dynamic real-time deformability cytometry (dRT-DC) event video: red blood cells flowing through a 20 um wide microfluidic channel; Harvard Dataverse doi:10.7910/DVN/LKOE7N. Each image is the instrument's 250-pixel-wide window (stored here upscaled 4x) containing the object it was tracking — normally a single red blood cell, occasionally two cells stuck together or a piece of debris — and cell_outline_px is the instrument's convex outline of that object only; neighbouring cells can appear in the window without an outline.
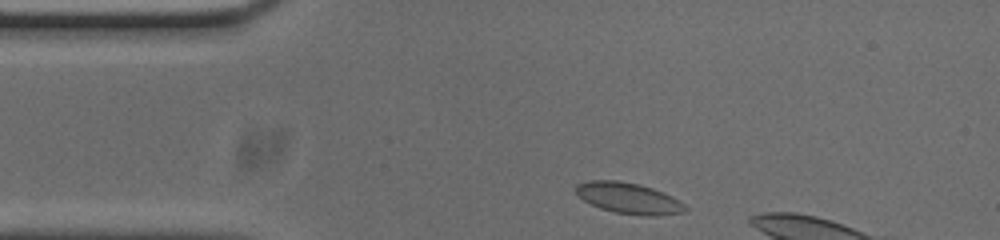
{"species": "common noctule bat (a hibernating species)", "species_latin": "Nyctalus noctula", "temperature_condition": "cold", "stored_images_in_passage": 5, "camera_frame_rate_fps": 3000, "um_per_image_px": 0.085, "animal": {"sex": "male", "body_mass_g": 20.0, "forearm_length_mm": 53.3}, "frame": {"image": 1, "passage_image": 1, "time_ms": 0.0, "image_size_px": [1000, 240], "cell_outline_px": [[688, 208], [684, 212], [656, 216], [644, 216], [616, 212], [600, 208], [584, 200], [576, 192], [576, 184], [588, 180], [616, 180], [640, 184], [652, 188], [672, 196], [680, 200]], "centroid_in_image_um": [53.46, 16.84], "position_along_channel_um": 31.5, "area_um2": 19.71}}